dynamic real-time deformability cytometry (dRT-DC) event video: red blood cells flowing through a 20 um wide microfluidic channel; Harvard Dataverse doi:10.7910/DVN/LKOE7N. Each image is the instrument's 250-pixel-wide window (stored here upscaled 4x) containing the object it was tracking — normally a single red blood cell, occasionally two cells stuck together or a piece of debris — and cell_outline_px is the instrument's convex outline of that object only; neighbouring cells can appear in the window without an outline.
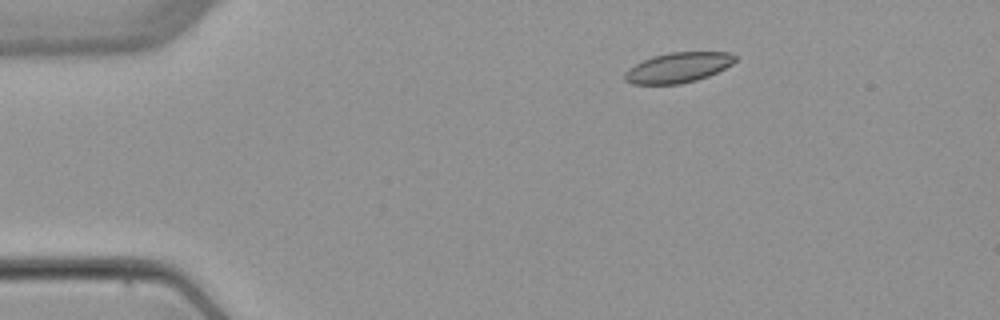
{"species": "common noctule bat (a hibernating species)", "species_latin": "Nyctalus noctula", "temperature_condition": "warm", "stored_images_in_passage": 2, "camera_frame_rate_fps": 3000, "um_per_image_px": 0.085, "animal": {"sex": "female", "body_mass_g": 22.7, "forearm_length_mm": 54.2}, "frame": {"image": 1, "passage_image": 1, "time_ms": 0.0, "image_size_px": [1000, 320], "cell_outline_px": [[736, 60], [732, 64], [708, 76], [696, 80], [680, 84], [632, 84], [624, 80], [624, 72], [628, 68], [652, 56], [668, 52], [732, 52], [736, 56]], "centroid_in_image_um": [57.62, 5.74], "position_along_channel_um": 27.4, "area_um2": 19.42}}